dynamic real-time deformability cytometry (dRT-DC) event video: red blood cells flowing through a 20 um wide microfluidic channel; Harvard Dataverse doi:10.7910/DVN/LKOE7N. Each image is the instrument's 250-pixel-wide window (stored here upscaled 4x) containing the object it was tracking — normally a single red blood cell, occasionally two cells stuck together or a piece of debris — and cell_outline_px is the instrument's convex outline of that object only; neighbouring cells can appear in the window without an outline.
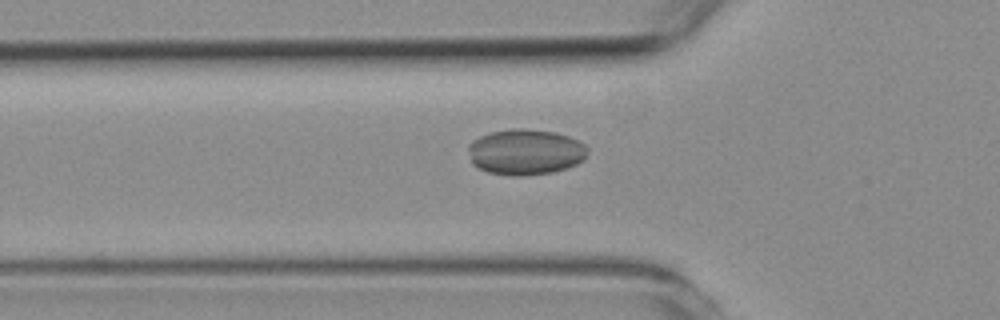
{"species": "common noctule bat (a hibernating species)", "species_latin": "Nyctalus noctula", "temperature_condition": "room temperature", "stored_images_in_passage": 43, "camera_frame_rate_fps": 3000, "um_per_image_px": 0.085, "animal": {"sex": "female", "body_mass_g": 19.3, "forearm_length_mm": 54.1}, "frame": {"image": 1, "passage_image": 5, "time_ms": 1.333, "image_size_px": [1000, 320], "cell_outline_px": [[588, 152], [584, 160], [568, 168], [552, 172], [524, 176], [512, 176], [488, 172], [472, 164], [468, 148], [468, 144], [472, 140], [480, 136], [492, 132], [512, 128], [524, 128], [556, 132], [568, 136], [584, 144], [588, 148]], "centroid_in_image_um": [44.67, 12.92], "position_along_channel_um": 81.1, "area_um2": 32.02}}
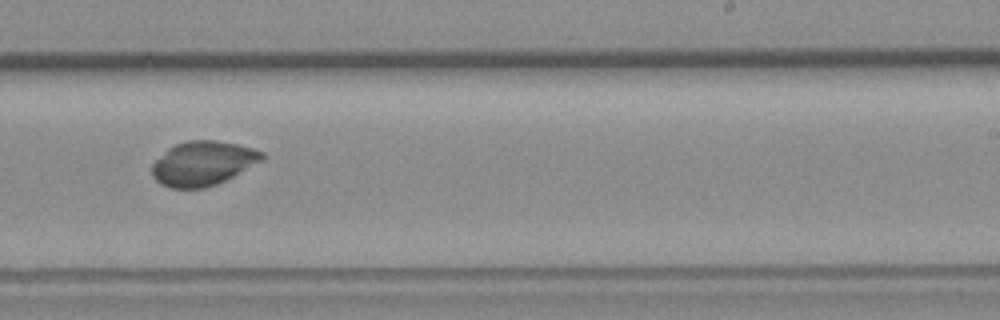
{"frame": {"image": 2, "passage_image": 21, "time_ms": 6.667, "image_size_px": [1000, 320], "cell_outline_px": [[264, 160], [216, 184], [204, 188], [168, 188], [160, 184], [152, 176], [152, 164], [168, 148], [176, 144], [188, 140], [216, 140], [236, 144], [252, 148], [264, 152]], "centroid_in_image_um": [17.23, 13.88], "position_along_channel_um": 271.8, "area_um2": 28.32}}
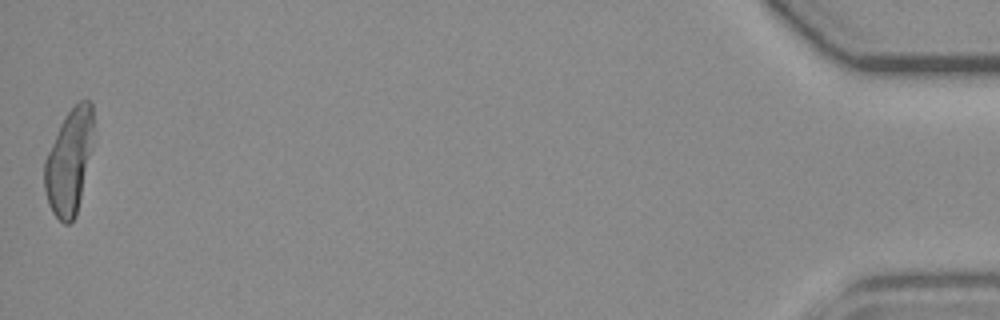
{"frame": {"image": 3, "passage_image": 43, "time_ms": 14.0, "image_size_px": [1000, 320], "cell_outline_px": [[92, 144], [76, 216], [68, 224], [64, 224], [52, 212], [48, 204], [44, 188], [44, 160], [60, 124], [64, 116], [80, 100], [88, 100], [92, 104]], "centroid_in_image_um": [5.85, 13.75], "position_along_channel_um": 429.4, "area_um2": 29.48}, "authors_computed_cell_mechanics": {"area_um2": 28.7844, "velocity_mm_per_s": 3.5607, "shape_relaxation_time_tau1_ms": null, "shape_relaxation_time_tau2_ms": 1.0261, "deformation_change_tau1": null, "deformation_change_tau2": 0.0267}}